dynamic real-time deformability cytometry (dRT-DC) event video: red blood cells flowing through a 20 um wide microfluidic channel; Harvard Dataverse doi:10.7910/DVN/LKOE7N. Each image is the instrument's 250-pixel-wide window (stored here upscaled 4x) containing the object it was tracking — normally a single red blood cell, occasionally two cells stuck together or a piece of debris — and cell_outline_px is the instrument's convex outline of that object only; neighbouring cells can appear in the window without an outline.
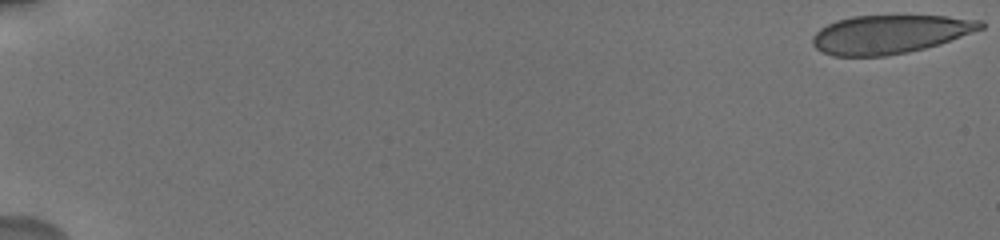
{"species": "human", "species_latin": "Homo sapiens", "temperature_condition": "cold", "stored_images_in_passage": 8, "camera_frame_rate_fps": 3000, "um_per_image_px": 0.085, "donor": {"sex": "male"}, "frame": {"image": 1, "passage_image": 1, "time_ms": 0.0, "image_size_px": [1000, 240], "cell_outline_px": [[984, 28], [940, 44], [908, 52], [884, 56], [832, 56], [816, 48], [812, 44], [812, 36], [820, 28], [836, 20], [852, 16], [948, 16], [984, 20]], "centroid_in_image_um": [75.65, 2.91], "position_along_channel_um": 9.4, "area_um2": 37.8}}
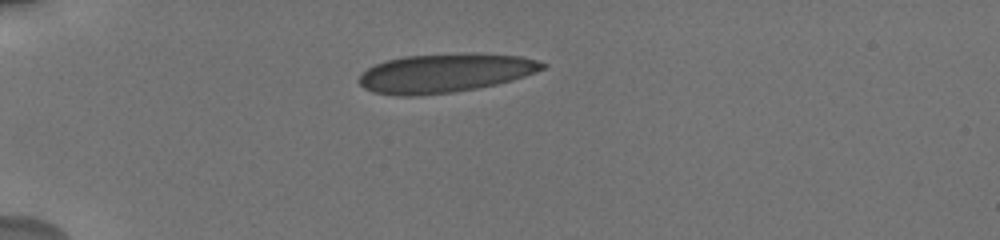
{"frame": {"image": 2, "passage_image": 6, "time_ms": 5.333, "image_size_px": [1000, 240], "cell_outline_px": [[548, 64], [544, 68], [536, 72], [512, 80], [496, 84], [476, 88], [452, 92], [412, 96], [400, 96], [372, 92], [364, 88], [356, 80], [368, 68], [376, 64], [388, 60], [404, 56], [472, 52], [520, 56], [536, 60]], "centroid_in_image_um": [37.83, 6.2], "position_along_channel_um": 47.2, "area_um2": 41.56}}
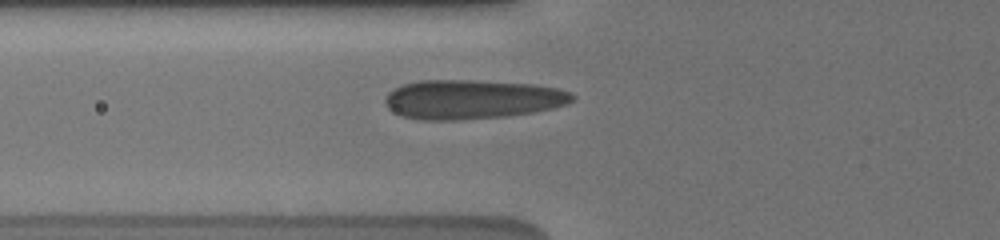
{"frame": {"image": 3, "passage_image": 8, "time_ms": 7.333, "image_size_px": [1000, 240], "cell_outline_px": [[576, 100], [568, 104], [552, 108], [532, 112], [508, 116], [456, 120], [424, 120], [404, 116], [388, 108], [384, 104], [384, 100], [388, 92], [404, 84], [420, 80], [472, 80], [532, 84], [560, 88], [572, 92], [576, 96]], "centroid_in_image_um": [40.18, 8.44], "position_along_channel_um": 85.6, "area_um2": 43.0}}